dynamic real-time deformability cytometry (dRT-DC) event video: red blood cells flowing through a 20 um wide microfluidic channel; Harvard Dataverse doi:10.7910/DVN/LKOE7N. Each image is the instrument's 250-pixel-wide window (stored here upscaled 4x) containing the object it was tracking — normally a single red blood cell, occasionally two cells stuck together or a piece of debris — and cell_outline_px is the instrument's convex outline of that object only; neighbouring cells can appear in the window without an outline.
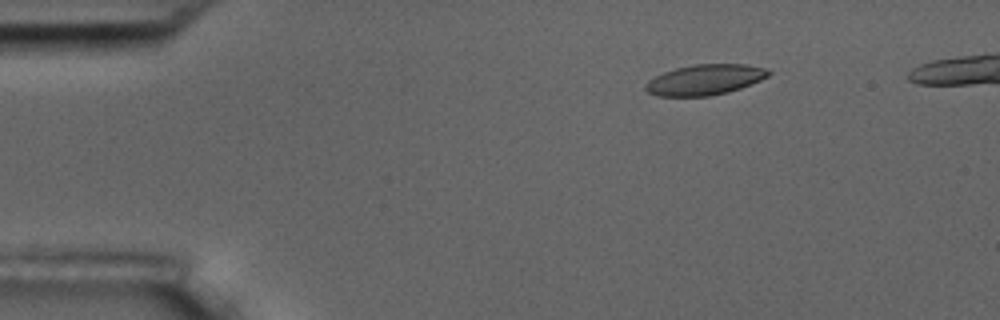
{"species": "common noctule bat (a hibernating species)", "species_latin": "Nyctalus noctula", "temperature_condition": "room temperature", "stored_images_in_passage": 5, "camera_frame_rate_fps": 3000, "um_per_image_px": 0.085, "animal": {"sex": "male", "body_mass_g": 17.5, "forearm_length_mm": 52.3}, "frame": {"image": 1, "passage_image": 3, "time_ms": 2.333, "image_size_px": [1000, 320], "cell_outline_px": [[772, 72], [768, 76], [760, 80], [740, 88], [728, 92], [708, 96], [656, 96], [648, 92], [644, 88], [644, 84], [648, 80], [664, 72], [676, 68], [696, 64], [744, 64], [768, 68]], "centroid_in_image_um": [59.91, 6.77], "position_along_channel_um": 25.1, "area_um2": 21.85}}